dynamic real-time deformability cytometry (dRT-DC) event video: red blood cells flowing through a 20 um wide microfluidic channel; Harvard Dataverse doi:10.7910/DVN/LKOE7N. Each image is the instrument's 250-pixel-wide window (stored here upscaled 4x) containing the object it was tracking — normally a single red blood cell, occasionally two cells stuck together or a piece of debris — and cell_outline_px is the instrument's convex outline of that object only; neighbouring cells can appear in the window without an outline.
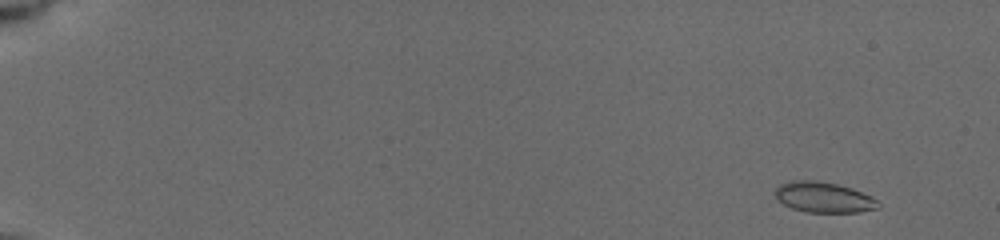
{"species": "common noctule bat (a hibernating species)", "species_latin": "Nyctalus noctula", "temperature_condition": "cold", "stored_images_in_passage": 53, "camera_frame_rate_fps": 3000, "um_per_image_px": 0.085, "animal": {"sex": "female", "body_mass_g": 19.5, "forearm_length_mm": 54.1}, "frame": {"image": 1, "passage_image": 4, "time_ms": 0.667, "image_size_px": [1000, 240], "cell_outline_px": [[880, 208], [860, 212], [808, 212], [792, 208], [784, 204], [776, 196], [776, 188], [780, 184], [792, 180], [812, 180], [836, 184], [852, 188], [872, 196], [880, 204]], "centroid_in_image_um": [70.05, 16.77], "position_along_channel_um": 14.9, "area_um2": 18.21}}
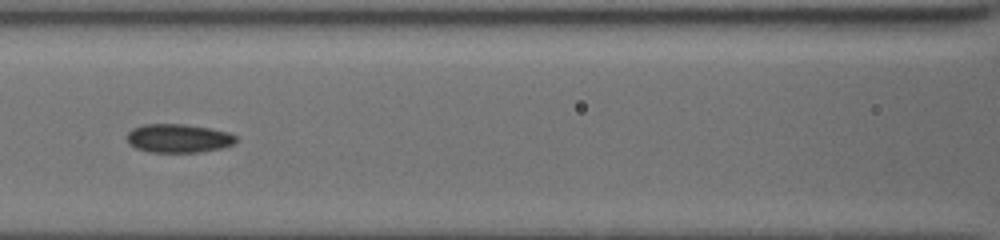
{"frame": {"image": 2, "passage_image": 32, "time_ms": 8.333, "image_size_px": [1000, 240], "cell_outline_px": [[236, 140], [232, 144], [224, 148], [200, 152], [148, 152], [136, 148], [128, 144], [124, 136], [132, 128], [144, 124], [184, 124], [208, 128], [228, 132], [236, 136]], "centroid_in_image_um": [15.11, 11.76], "position_along_channel_um": 151.5, "area_um2": 18.38}}
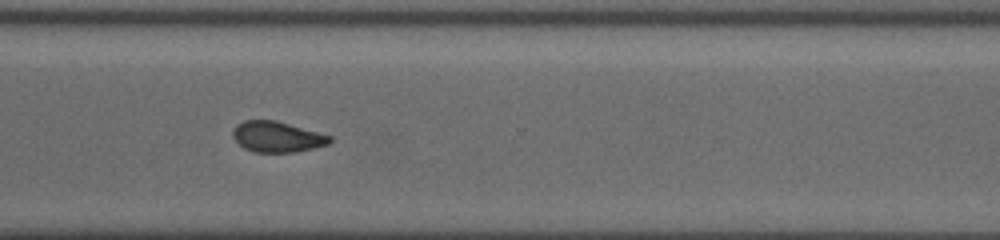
{"frame": {"image": 3, "passage_image": 52, "time_ms": 13.333, "image_size_px": [1000, 240], "cell_outline_px": [[332, 140], [328, 144], [296, 152], [252, 152], [244, 148], [232, 136], [232, 132], [236, 124], [244, 120], [276, 120], [332, 136]], "centroid_in_image_um": [23.54, 11.62], "position_along_channel_um": 347.1, "area_um2": 17.34}}